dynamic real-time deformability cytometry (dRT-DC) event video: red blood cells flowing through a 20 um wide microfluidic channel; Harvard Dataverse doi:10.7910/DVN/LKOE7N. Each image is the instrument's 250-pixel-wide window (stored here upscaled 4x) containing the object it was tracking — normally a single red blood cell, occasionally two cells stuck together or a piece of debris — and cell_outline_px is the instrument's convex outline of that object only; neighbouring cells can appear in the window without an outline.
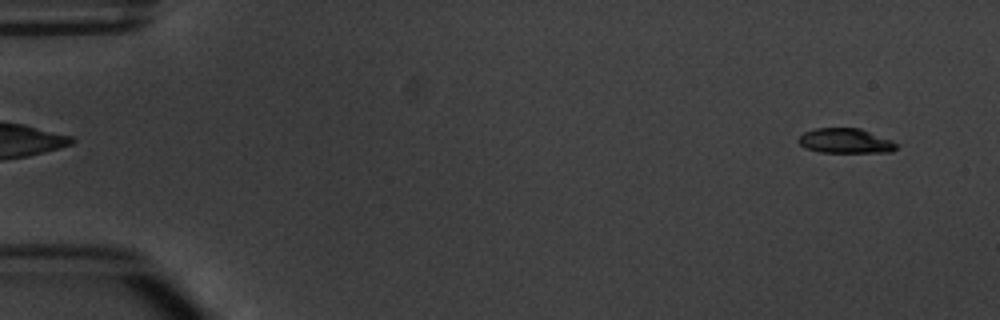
{"species": "common noctule bat (a hibernating species)", "species_latin": "Nyctalus noctula", "temperature_condition": "warm", "stored_images_in_passage": 6, "segment_of_instrument_passage": [2, 2], "camera_frame_rate_fps": 3000, "um_per_image_px": 0.085, "animal": {"sex": "male", "body_mass_g": 20.1, "forearm_length_mm": 53.5}, "frame": {"image": 1, "passage_image": 6, "time_ms": 5.667, "image_size_px": [1000, 320], "cell_outline_px": [[900, 144], [892, 152], [820, 152], [804, 148], [796, 140], [804, 132], [816, 128], [860, 128], [892, 140]], "centroid_in_image_um": [71.87, 11.97], "position_along_channel_um": 13.1, "area_um2": 14.28}}